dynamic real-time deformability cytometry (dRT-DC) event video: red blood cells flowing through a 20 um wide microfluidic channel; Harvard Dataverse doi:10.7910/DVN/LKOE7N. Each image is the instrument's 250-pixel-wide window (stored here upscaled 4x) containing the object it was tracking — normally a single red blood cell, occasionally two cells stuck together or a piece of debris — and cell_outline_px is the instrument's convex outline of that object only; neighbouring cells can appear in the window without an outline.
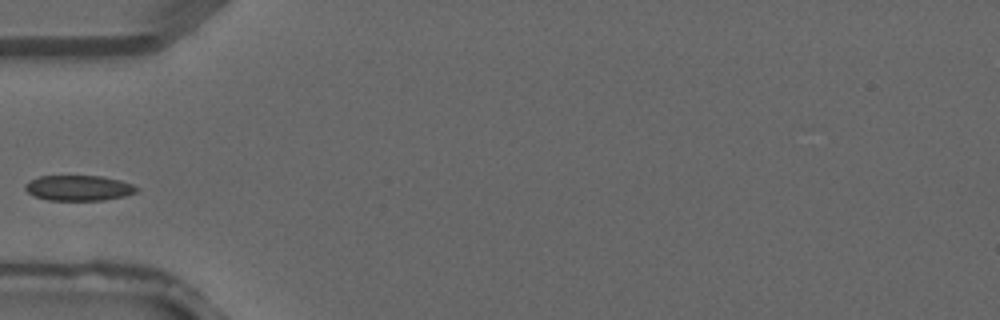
{"species": "common noctule bat (a hibernating species)", "species_latin": "Nyctalus noctula", "temperature_condition": "warm", "stored_images_in_passage": 1, "camera_frame_rate_fps": 3000, "um_per_image_px": 0.085, "animal": {"sex": "male", "forearm_length_mm": 52.5}, "frame": {"image": 1, "passage_image": 1, "time_ms": 0.0, "image_size_px": [1000, 320], "cell_outline_px": [[140, 188], [136, 192], [124, 196], [104, 200], [48, 200], [32, 196], [24, 188], [24, 184], [28, 180], [40, 176], [100, 176], [120, 180], [132, 184]], "centroid_in_image_um": [6.66, 15.98], "position_along_channel_um": 78.3, "area_um2": 16.59}}